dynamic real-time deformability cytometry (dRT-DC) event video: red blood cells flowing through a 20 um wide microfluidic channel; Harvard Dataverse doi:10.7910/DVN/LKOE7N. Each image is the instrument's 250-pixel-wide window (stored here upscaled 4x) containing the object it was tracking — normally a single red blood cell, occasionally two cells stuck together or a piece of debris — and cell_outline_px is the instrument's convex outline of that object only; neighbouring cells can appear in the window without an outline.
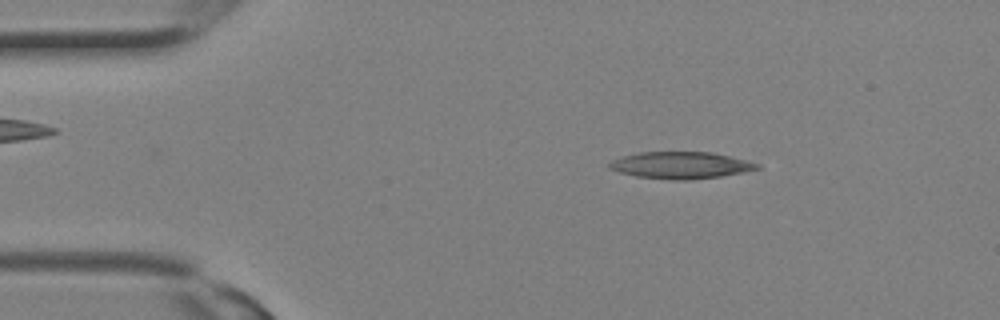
{"species": "Egyptian fruit bat (a non-hibernating species)", "species_latin": "Rousettus aegyptiacus", "temperature_condition": "room temperature", "stored_images_in_passage": 29, "camera_frame_rate_fps": 3000, "um_per_image_px": 0.085, "animal": {"sex": "female"}, "frame": {"image": 1, "passage_image": 5, "time_ms": 1.333, "image_size_px": [1000, 320], "cell_outline_px": [[760, 168], [744, 172], [720, 176], [692, 180], [672, 180], [636, 176], [620, 172], [608, 168], [608, 164], [612, 160], [624, 156], [640, 152], [712, 152], [760, 164]], "centroid_in_image_um": [57.85, 14.05], "position_along_channel_um": 27.1, "area_um2": 22.95}}
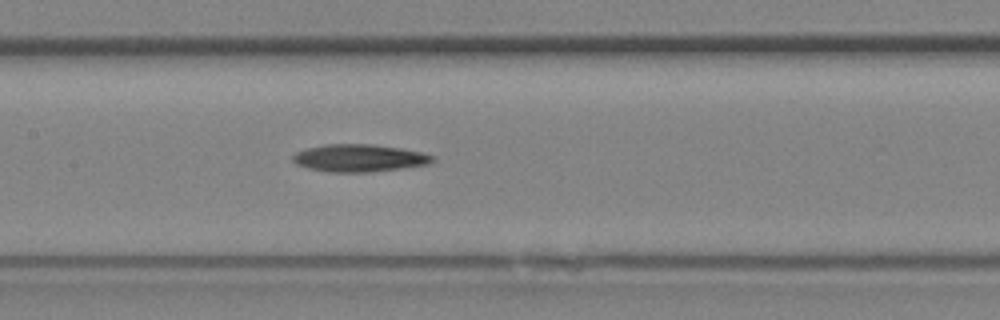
{"frame": {"image": 2, "passage_image": 14, "time_ms": 4.333, "image_size_px": [1000, 320], "cell_outline_px": [[436, 160], [432, 164], [404, 168], [372, 172], [328, 172], [308, 168], [296, 164], [292, 160], [292, 156], [296, 152], [308, 148], [328, 144], [368, 144], [400, 148], [420, 152], [436, 156]], "centroid_in_image_um": [30.58, 13.45], "position_along_channel_um": 176.8, "area_um2": 22.48}}
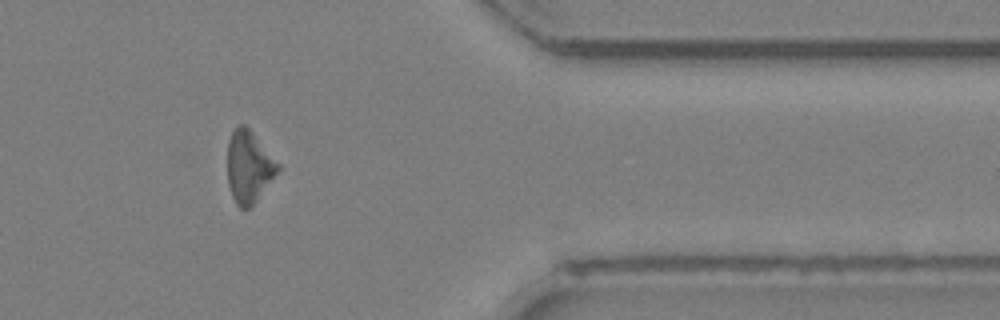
{"frame": {"image": 3, "passage_image": 24, "time_ms": 7.667, "image_size_px": [1000, 320], "cell_outline_px": [[280, 168], [256, 200], [248, 208], [240, 208], [236, 204], [232, 196], [228, 184], [228, 140], [232, 132], [240, 124], [244, 124], [252, 132], [280, 164]], "centroid_in_image_um": [21.14, 14.16], "position_along_channel_um": 390.3, "area_um2": 20.69}}